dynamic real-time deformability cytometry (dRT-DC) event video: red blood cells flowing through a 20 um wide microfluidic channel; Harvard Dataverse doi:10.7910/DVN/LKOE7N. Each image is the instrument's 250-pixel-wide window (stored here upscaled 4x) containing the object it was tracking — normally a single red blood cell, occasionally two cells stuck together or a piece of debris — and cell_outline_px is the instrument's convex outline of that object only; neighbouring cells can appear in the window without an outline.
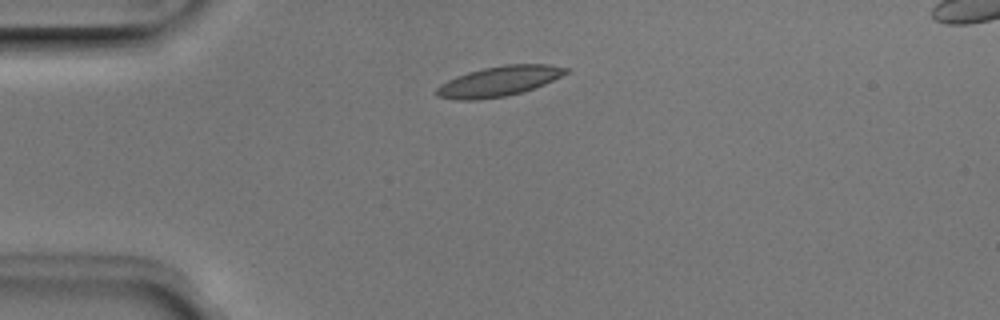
{"species": "Egyptian fruit bat (a non-hibernating species)", "species_latin": "Rousettus aegyptiacus", "temperature_condition": "room temperature", "stored_images_in_passage": 7, "camera_frame_rate_fps": 3000, "um_per_image_px": 0.085, "animal": {"sex": "male"}, "frame": {"image": 1, "passage_image": 2, "time_ms": 0.333, "image_size_px": [1000, 320], "cell_outline_px": [[572, 68], [568, 72], [544, 84], [520, 92], [504, 96], [476, 100], [456, 100], [436, 96], [432, 92], [440, 84], [456, 76], [468, 72], [484, 68], [504, 64], [548, 64]], "centroid_in_image_um": [42.36, 6.9], "position_along_channel_um": 42.6, "area_um2": 22.66}}
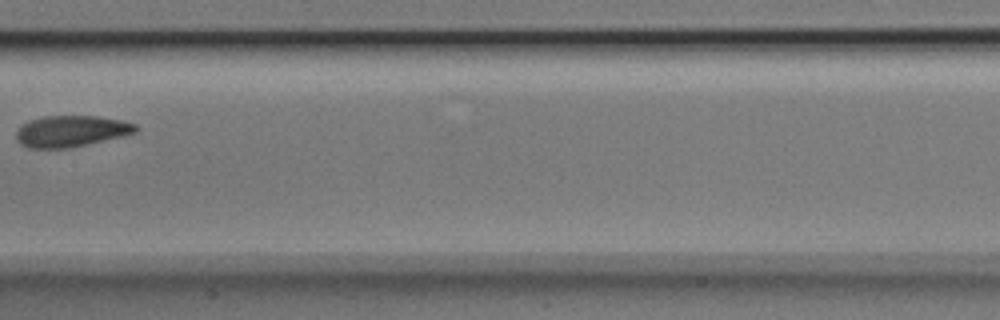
{"frame": {"image": 2, "passage_image": 6, "time_ms": 1.667, "image_size_px": [1000, 320], "cell_outline_px": [[140, 128], [136, 132], [120, 136], [68, 148], [28, 148], [20, 144], [16, 140], [16, 132], [20, 124], [28, 120], [44, 116], [96, 116], [120, 120], [136, 124]], "centroid_in_image_um": [5.98, 11.14], "position_along_channel_um": 201.4, "area_um2": 21.73}}
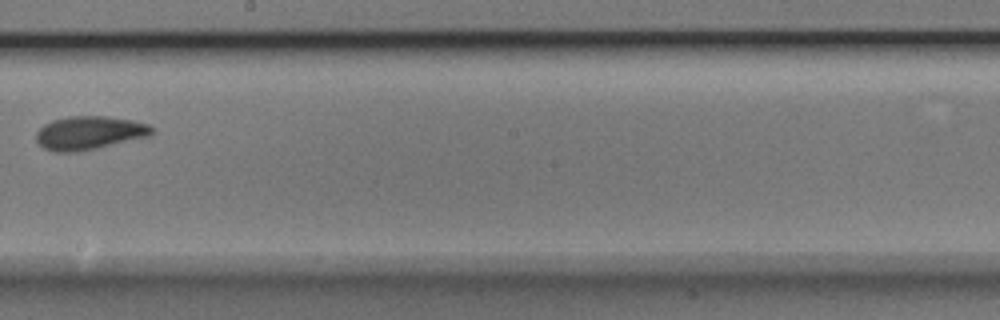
{"frame": {"image": 3, "passage_image": 7, "time_ms": 2.0, "image_size_px": [1000, 320], "cell_outline_px": [[152, 132], [148, 136], [96, 148], [76, 152], [52, 152], [44, 148], [36, 140], [36, 132], [44, 124], [52, 120], [72, 116], [104, 116], [132, 120], [148, 124], [152, 128]], "centroid_in_image_um": [7.54, 11.29], "position_along_channel_um": 240.7, "area_um2": 22.31}}